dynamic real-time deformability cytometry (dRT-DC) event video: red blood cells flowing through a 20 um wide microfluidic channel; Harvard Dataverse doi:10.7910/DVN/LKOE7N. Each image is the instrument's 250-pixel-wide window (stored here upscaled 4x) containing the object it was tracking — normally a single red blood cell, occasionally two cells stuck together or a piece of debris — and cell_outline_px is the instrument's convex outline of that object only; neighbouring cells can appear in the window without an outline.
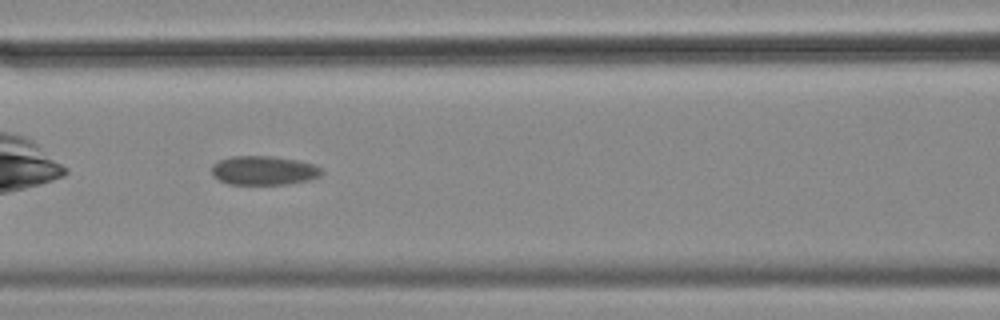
{"species": "common noctule bat (a hibernating species)", "species_latin": "Nyctalus noctula", "temperature_condition": "cold", "stored_images_in_passage": 44, "camera_frame_rate_fps": 3000, "um_per_image_px": 0.085, "animal": {"sex": "female", "body_mass_g": 18.4}, "frame": {"image": 1, "passage_image": 9, "time_ms": 2.667, "image_size_px": [1000, 320], "cell_outline_px": [[324, 172], [320, 176], [308, 180], [288, 184], [228, 184], [212, 176], [212, 164], [220, 160], [232, 156], [268, 156], [296, 160], [312, 164], [320, 168]], "centroid_in_image_um": [22.4, 14.49], "position_along_channel_um": 144.2, "area_um2": 18.5}}
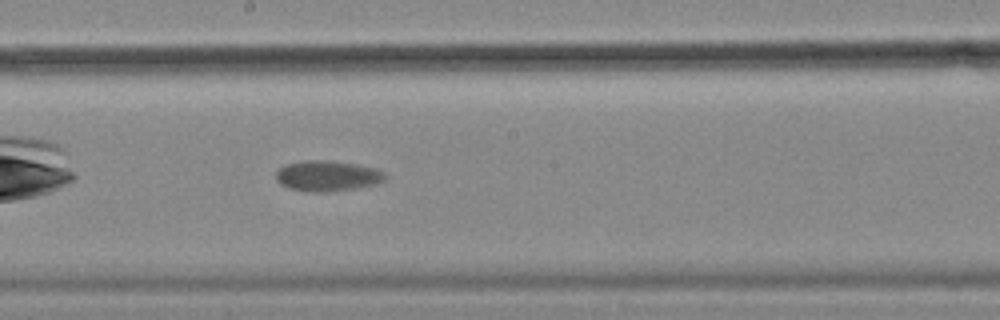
{"frame": {"image": 2, "passage_image": 16, "time_ms": 5.0, "image_size_px": [1000, 320], "cell_outline_px": [[384, 180], [372, 184], [352, 188], [324, 192], [308, 192], [288, 188], [280, 184], [276, 180], [276, 172], [284, 164], [304, 160], [332, 160], [356, 164], [376, 168], [384, 172]], "centroid_in_image_um": [27.76, 14.93], "position_along_channel_um": 220.4, "area_um2": 19.36}}
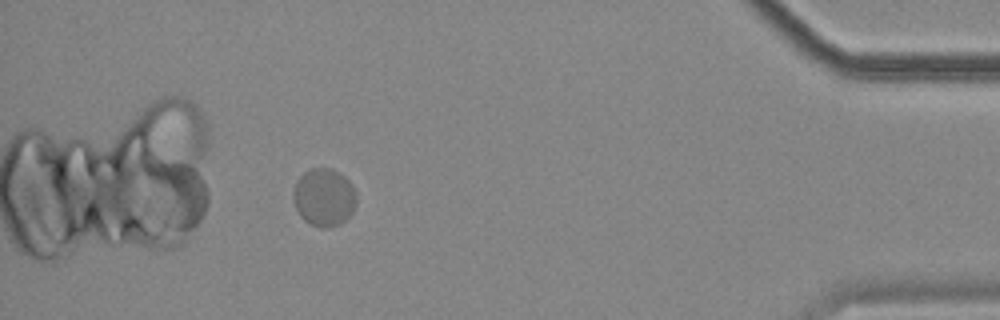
{"frame": {"image": 3, "passage_image": 38, "time_ms": 12.333, "image_size_px": [1000, 320], "cell_outline_px": [[356, 204], [352, 212], [340, 224], [328, 228], [320, 228], [304, 220], [300, 216], [296, 208], [292, 196], [292, 192], [296, 180], [304, 172], [312, 168], [332, 168], [344, 176], [352, 184], [356, 192]], "centroid_in_image_um": [27.53, 16.76], "position_along_channel_um": 407.7, "area_um2": 21.44}, "authors_computed_cell_mechanics": {"area_um2": 19.4786, "velocity_mm_per_s": 3.2823, "shape_relaxation_time_tau1_ms": null, "shape_relaxation_time_tau2_ms": 0.5693, "deformation_change_tau1": null, "deformation_change_tau2": 0.0329}}